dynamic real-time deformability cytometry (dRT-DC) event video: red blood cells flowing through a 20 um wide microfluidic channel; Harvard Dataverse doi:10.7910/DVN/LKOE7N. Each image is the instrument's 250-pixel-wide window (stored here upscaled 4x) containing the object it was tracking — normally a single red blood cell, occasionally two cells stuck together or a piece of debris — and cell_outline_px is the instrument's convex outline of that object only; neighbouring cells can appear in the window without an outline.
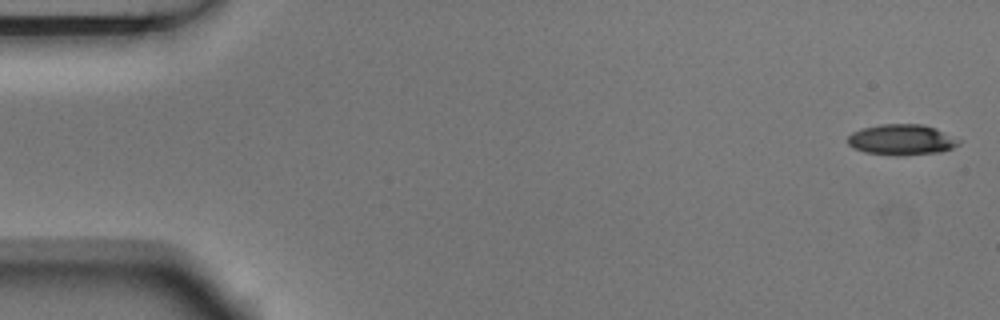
{"species": "Egyptian fruit bat (a non-hibernating species)", "species_latin": "Rousettus aegyptiacus", "temperature_condition": "room temperature", "stored_images_in_passage": 6, "camera_frame_rate_fps": 3000, "um_per_image_px": 0.085, "animal": {"sex": "male"}, "frame": {"image": 1, "passage_image": 1, "time_ms": 0.0, "image_size_px": [1000, 320], "cell_outline_px": [[964, 140], [960, 144], [952, 148], [940, 152], [900, 156], [896, 156], [864, 152], [852, 148], [848, 144], [848, 136], [852, 132], [864, 128], [880, 124], [924, 124], [936, 128]], "centroid_in_image_um": [76.68, 11.88], "position_along_channel_um": 8.3, "area_um2": 20.23}}
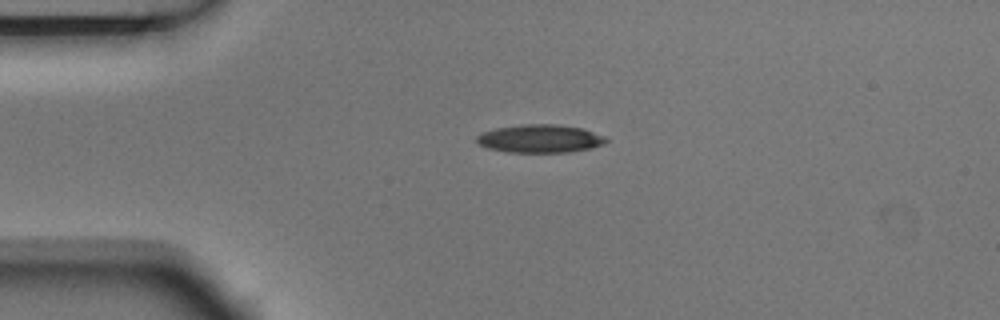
{"frame": {"image": 2, "passage_image": 4, "time_ms": 1.0, "image_size_px": [1000, 320], "cell_outline_px": [[608, 140], [604, 144], [588, 148], [568, 152], [508, 152], [488, 148], [480, 144], [476, 140], [476, 136], [484, 132], [496, 128], [520, 124], [556, 124], [580, 128], [604, 136]], "centroid_in_image_um": [45.88, 11.78], "position_along_channel_um": 39.1, "area_um2": 20.92}}
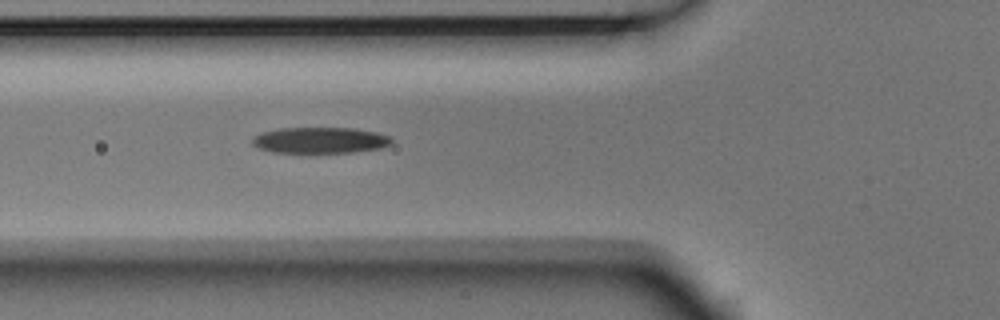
{"frame": {"image": 3, "passage_image": 6, "time_ms": 1.667, "image_size_px": [1000, 320], "cell_outline_px": [[392, 144], [380, 148], [352, 152], [272, 152], [260, 148], [252, 144], [252, 136], [264, 132], [280, 128], [356, 128], [376, 132], [388, 136], [392, 140]], "centroid_in_image_um": [27.21, 11.91], "position_along_channel_um": 98.6, "area_um2": 20.98}}